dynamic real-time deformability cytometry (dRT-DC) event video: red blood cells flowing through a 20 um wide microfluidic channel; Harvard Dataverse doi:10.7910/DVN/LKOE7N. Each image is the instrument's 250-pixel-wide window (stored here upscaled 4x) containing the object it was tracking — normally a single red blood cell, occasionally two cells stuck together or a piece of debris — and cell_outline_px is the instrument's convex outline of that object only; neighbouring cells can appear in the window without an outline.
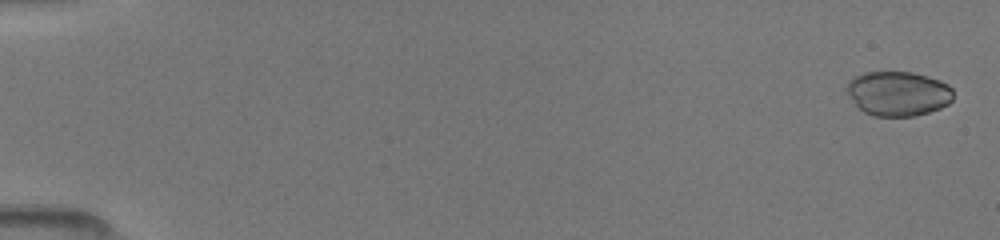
{"species": "common noctule bat (a hibernating species)", "species_latin": "Nyctalus noctula", "temperature_condition": "room temperature", "stored_images_in_passage": 17, "camera_frame_rate_fps": 3000, "um_per_image_px": 0.085, "animal": {"sex": "female", "body_mass_g": 19.5, "forearm_length_mm": 54.1}, "frame": {"image": 1, "passage_image": 1, "time_ms": 0.0, "image_size_px": [1000, 240], "cell_outline_px": [[952, 100], [948, 104], [940, 108], [916, 116], [876, 116], [864, 112], [856, 104], [844, 88], [848, 80], [852, 76], [864, 72], [912, 72], [928, 76], [940, 80], [948, 84], [952, 88]], "centroid_in_image_um": [76.32, 7.93], "position_along_channel_um": 8.7, "area_um2": 27.86}}
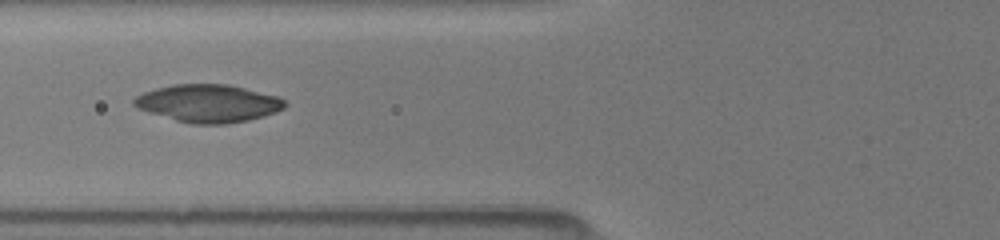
{"frame": {"image": 2, "passage_image": 13, "time_ms": 6.333, "image_size_px": [1000, 240], "cell_outline_px": [[288, 104], [284, 108], [276, 112], [264, 116], [248, 120], [228, 124], [192, 124], [176, 120], [148, 112], [136, 108], [132, 104], [132, 100], [136, 96], [144, 92], [156, 88], [172, 84], [228, 84], [280, 96]], "centroid_in_image_um": [17.72, 8.78], "position_along_channel_um": 108.1, "area_um2": 33.41}}
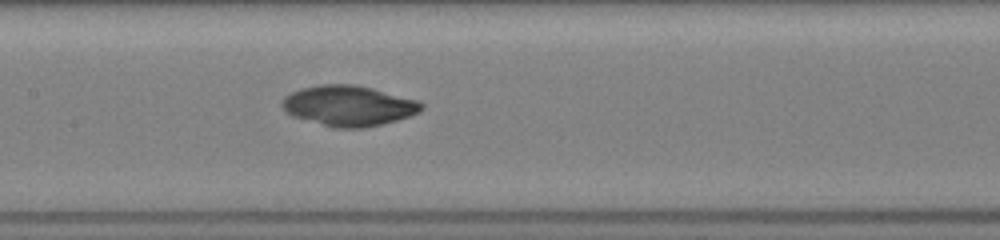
{"frame": {"image": 3, "passage_image": 17, "time_ms": 8.0, "image_size_px": [1000, 240], "cell_outline_px": [[424, 108], [420, 112], [384, 124], [364, 128], [332, 128], [292, 116], [284, 112], [280, 104], [280, 100], [284, 96], [300, 88], [320, 84], [352, 84], [372, 88], [420, 100], [424, 104]], "centroid_in_image_um": [29.61, 8.99], "position_along_channel_um": 177.8, "area_um2": 33.35}}